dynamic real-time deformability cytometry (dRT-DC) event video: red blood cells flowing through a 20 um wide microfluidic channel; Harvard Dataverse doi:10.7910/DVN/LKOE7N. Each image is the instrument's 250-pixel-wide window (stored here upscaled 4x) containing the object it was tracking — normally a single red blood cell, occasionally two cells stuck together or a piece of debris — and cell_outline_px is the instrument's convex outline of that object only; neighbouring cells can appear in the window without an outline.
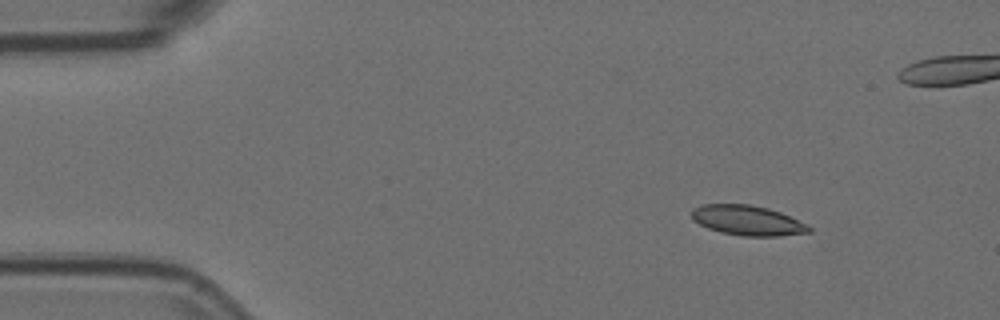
{"species": "Egyptian fruit bat (a non-hibernating species)", "species_latin": "Rousettus aegyptiacus", "temperature_condition": "room temperature", "stored_images_in_passage": 51, "camera_frame_rate_fps": 3000, "um_per_image_px": 0.085, "animal": {"sex": "female"}, "frame": {"image": 1, "passage_image": 1, "time_ms": 0.0, "image_size_px": [1000, 320], "cell_outline_px": [[812, 232], [780, 236], [740, 236], [720, 232], [708, 228], [692, 220], [692, 208], [704, 204], [752, 204], [768, 208], [780, 212], [808, 224], [812, 228]], "centroid_in_image_um": [63.56, 18.74], "position_along_channel_um": 21.4, "area_um2": 20.69}}
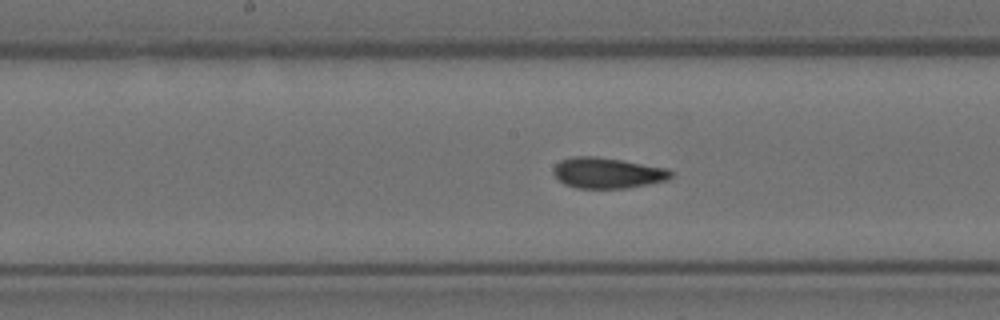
{"frame": {"image": 2, "passage_image": 22, "time_ms": 7.0, "image_size_px": [1000, 320], "cell_outline_px": [[672, 176], [668, 180], [628, 188], [576, 188], [564, 184], [552, 172], [556, 164], [560, 160], [572, 156], [596, 156], [624, 160], [668, 168], [672, 172]], "centroid_in_image_um": [51.65, 14.69], "position_along_channel_um": 196.6, "area_um2": 21.21}}
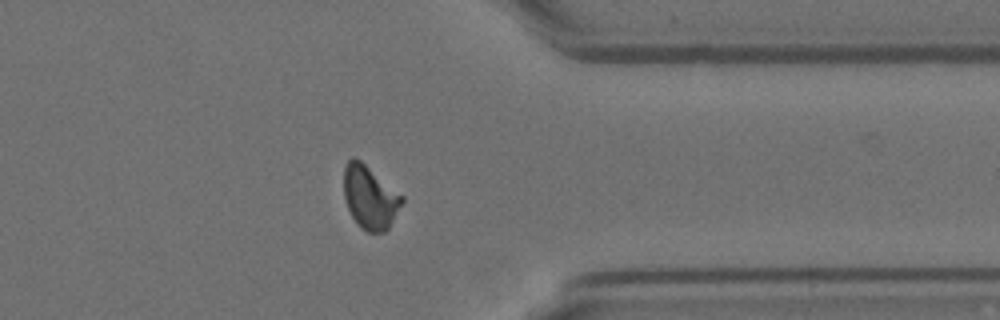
{"frame": {"image": 3, "passage_image": 38, "time_ms": 12.333, "image_size_px": [1000, 320], "cell_outline_px": [[404, 200], [388, 228], [384, 232], [368, 232], [360, 228], [356, 224], [348, 208], [344, 196], [344, 168], [348, 160], [352, 156], [356, 156], [404, 196]], "centroid_in_image_um": [31.43, 16.75], "position_along_channel_um": 380.0, "area_um2": 21.5}, "authors_computed_cell_mechanics": {"area_um2": 20.9814, "velocity_mm_per_s": 3.6267, "shape_relaxation_time_tau1_ms": 8.4244, "shape_relaxation_time_tau2_ms": 1.4786, "deformation_change_tau1": 0.1625, "deformation_change_tau2": 0.0643}}